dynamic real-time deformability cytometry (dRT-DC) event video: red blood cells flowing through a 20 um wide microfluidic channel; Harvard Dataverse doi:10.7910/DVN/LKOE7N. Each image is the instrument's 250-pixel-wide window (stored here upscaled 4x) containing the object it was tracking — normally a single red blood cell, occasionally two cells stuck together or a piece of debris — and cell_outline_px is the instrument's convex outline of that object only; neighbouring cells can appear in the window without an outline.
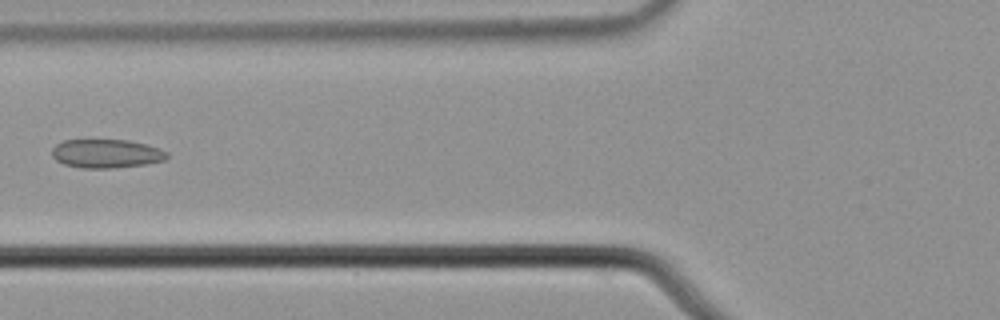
{"species": "common noctule bat (a hibernating species)", "species_latin": "Nyctalus noctula", "temperature_condition": "cold", "stored_images_in_passage": 5, "camera_frame_rate_fps": 3000, "um_per_image_px": 0.085, "animal": {"sex": "male", "body_mass_g": 21.5, "forearm_length_mm": 52.0}, "frame": {"image": 1, "passage_image": 5, "time_ms": 1.333, "image_size_px": [1000, 320], "cell_outline_px": [[168, 156], [164, 160], [144, 164], [112, 168], [84, 168], [64, 164], [56, 160], [52, 156], [52, 148], [56, 144], [64, 140], [128, 140], [144, 144], [168, 152]], "centroid_in_image_um": [9.0, 13.05], "position_along_channel_um": 116.8, "area_um2": 19.02}}